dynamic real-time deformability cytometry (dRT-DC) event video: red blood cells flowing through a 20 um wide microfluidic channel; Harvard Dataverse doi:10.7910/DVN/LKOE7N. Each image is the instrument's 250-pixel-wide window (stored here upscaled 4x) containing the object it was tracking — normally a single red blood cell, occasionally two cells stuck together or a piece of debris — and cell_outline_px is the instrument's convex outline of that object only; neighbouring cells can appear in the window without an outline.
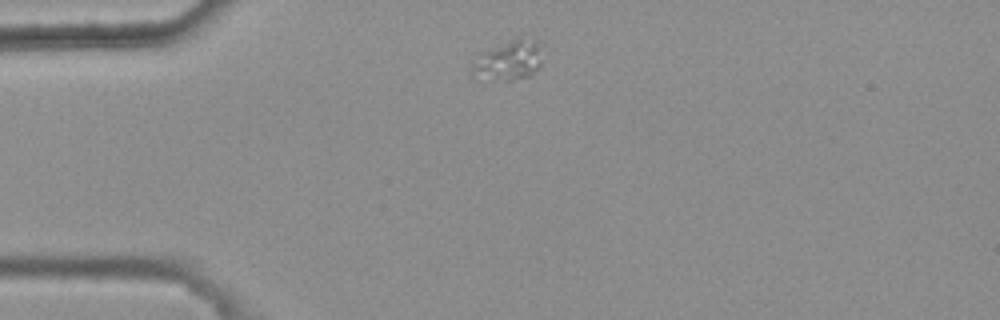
{"species": "common noctule bat (a hibernating species)", "species_latin": "Nyctalus noctula", "temperature_condition": "warm", "stored_images_in_passage": 2, "camera_frame_rate_fps": 3000, "um_per_image_px": 0.085, "animal": {"sex": "female", "body_mass_g": 25.1}, "frame": {"image": 1, "passage_image": 1, "time_ms": 0.0, "image_size_px": [1000, 320], "cell_outline_px": [[540, 68], [532, 76], [512, 80], [476, 80], [472, 68], [472, 64], [480, 52], [488, 48], [516, 36], [520, 36], [536, 40], [540, 44]], "centroid_in_image_um": [43.22, 5.12], "position_along_channel_um": 41.8, "area_um2": 16.99}}